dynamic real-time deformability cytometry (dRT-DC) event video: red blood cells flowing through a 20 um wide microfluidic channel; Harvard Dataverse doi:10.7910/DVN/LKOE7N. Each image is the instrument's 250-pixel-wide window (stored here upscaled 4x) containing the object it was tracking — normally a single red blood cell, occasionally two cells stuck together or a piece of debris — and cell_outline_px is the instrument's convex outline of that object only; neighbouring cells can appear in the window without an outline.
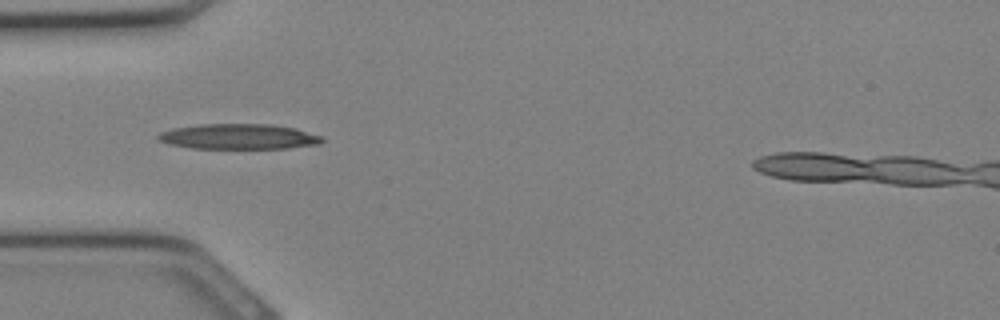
{"species": "Egyptian fruit bat (a non-hibernating species)", "species_latin": "Rousettus aegyptiacus", "temperature_condition": "cold", "stored_images_in_passage": 23, "camera_frame_rate_fps": 3000, "um_per_image_px": 0.085, "animal": {"sex": "female"}, "frame": {"image": 1, "passage_image": 1, "time_ms": 0.0, "image_size_px": [1000, 320], "cell_outline_px": [[324, 140], [320, 144], [288, 148], [192, 148], [168, 144], [160, 140], [156, 136], [160, 132], [172, 128], [200, 124], [272, 124], [296, 128], [320, 136]], "centroid_in_image_um": [20.28, 11.6], "position_along_channel_um": 64.7, "area_um2": 24.16}}
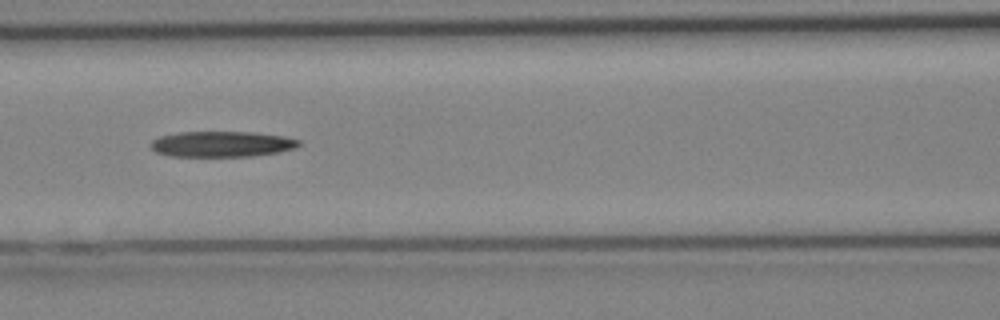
{"frame": {"image": 2, "passage_image": 5, "time_ms": 1.333, "image_size_px": [1000, 320], "cell_outline_px": [[300, 144], [296, 148], [276, 152], [252, 156], [168, 156], [156, 152], [148, 144], [152, 140], [160, 136], [180, 132], [252, 132], [284, 136], [300, 140]], "centroid_in_image_um": [18.83, 12.24], "position_along_channel_um": 147.8, "area_um2": 22.14}}
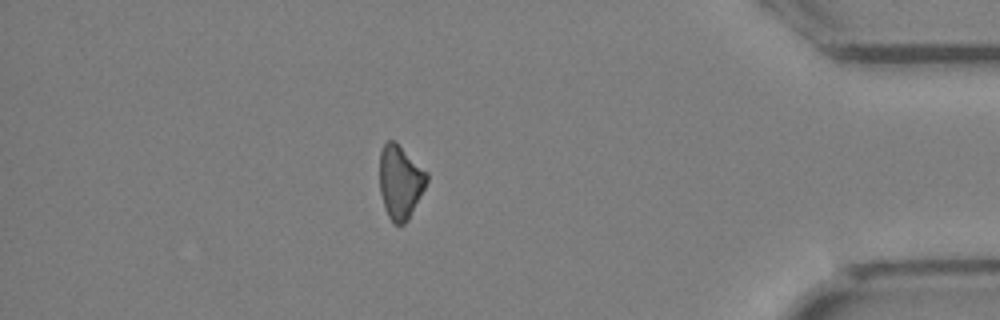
{"frame": {"image": 3, "passage_image": 19, "time_ms": 6.0, "image_size_px": [1000, 320], "cell_outline_px": [[428, 180], [408, 220], [404, 224], [396, 224], [388, 216], [384, 208], [380, 192], [380, 152], [384, 144], [388, 140], [396, 140], [428, 172]], "centroid_in_image_um": [34.02, 15.42], "position_along_channel_um": 401.2, "area_um2": 20.35}}